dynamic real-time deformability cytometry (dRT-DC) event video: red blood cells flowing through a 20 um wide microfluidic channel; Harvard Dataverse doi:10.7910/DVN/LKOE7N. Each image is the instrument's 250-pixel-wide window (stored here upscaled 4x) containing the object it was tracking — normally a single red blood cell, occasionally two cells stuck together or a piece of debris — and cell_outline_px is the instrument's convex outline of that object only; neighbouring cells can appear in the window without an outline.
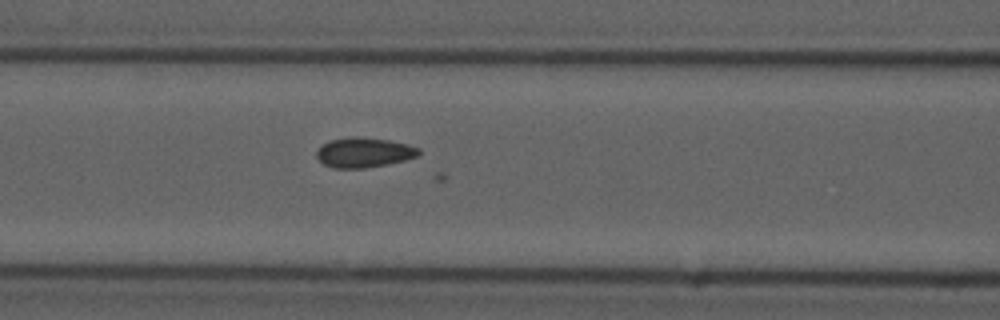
{"species": "common noctule bat (a hibernating species)", "species_latin": "Nyctalus noctula", "temperature_condition": "cold", "stored_images_in_passage": 40, "camera_frame_rate_fps": 3000, "um_per_image_px": 0.085, "animal": {"sex": "male", "forearm_length_mm": 52.5}, "frame": {"image": 1, "passage_image": 10, "time_ms": 3.0, "image_size_px": [1000, 320], "cell_outline_px": [[420, 152], [416, 156], [404, 160], [388, 164], [364, 168], [332, 168], [324, 164], [316, 156], [316, 152], [324, 144], [332, 140], [356, 136], [388, 140], [408, 144], [420, 148]], "centroid_in_image_um": [30.95, 12.97], "position_along_channel_um": 135.6, "area_um2": 17.57}}
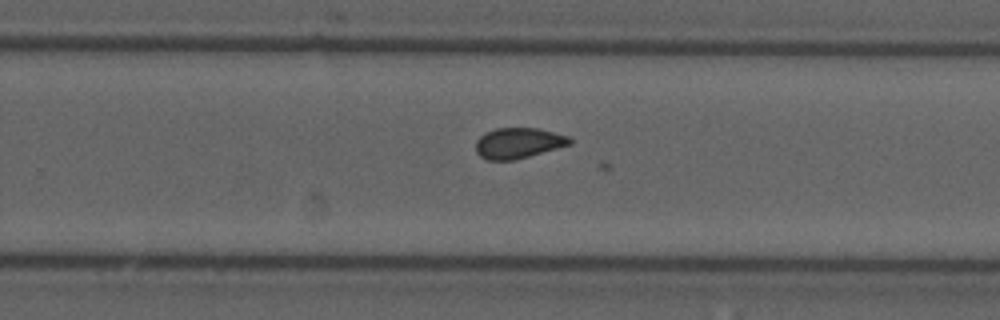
{"frame": {"image": 2, "passage_image": 22, "time_ms": 7.0, "image_size_px": [1000, 320], "cell_outline_px": [[572, 144], [516, 160], [488, 160], [480, 156], [476, 152], [476, 140], [484, 132], [496, 128], [536, 128], [568, 136], [572, 140]], "centroid_in_image_um": [44.04, 12.16], "position_along_channel_um": 285.8, "area_um2": 16.82}}